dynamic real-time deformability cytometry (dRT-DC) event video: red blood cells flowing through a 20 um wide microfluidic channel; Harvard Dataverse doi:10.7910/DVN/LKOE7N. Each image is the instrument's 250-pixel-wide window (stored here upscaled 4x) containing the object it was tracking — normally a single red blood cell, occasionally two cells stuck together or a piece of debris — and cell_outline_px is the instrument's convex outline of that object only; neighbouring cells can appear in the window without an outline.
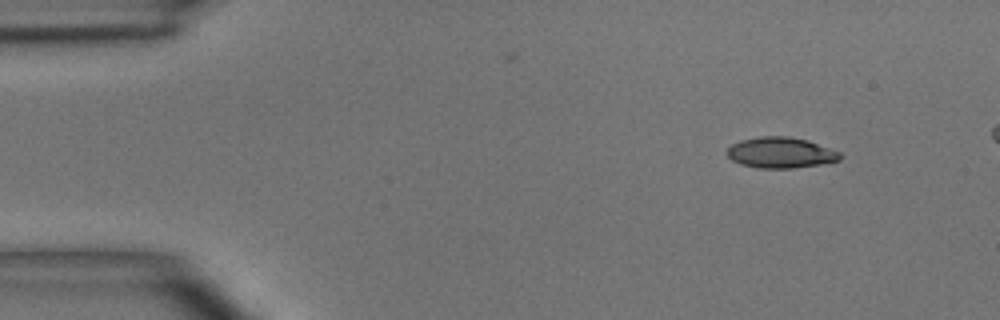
{"species": "common noctule bat (a hibernating species)", "species_latin": "Nyctalus noctula", "temperature_condition": "room temperature", "stored_images_in_passage": 5, "camera_frame_rate_fps": 3000, "um_per_image_px": 0.085, "animal": {"sex": "male", "body_mass_g": 15.6}, "frame": {"image": 1, "passage_image": 1, "time_ms": 0.0, "image_size_px": [1000, 320], "cell_outline_px": [[844, 156], [840, 160], [820, 164], [792, 168], [760, 168], [740, 164], [732, 160], [724, 152], [732, 144], [740, 140], [760, 136], [788, 136], [808, 140], [840, 152]], "centroid_in_image_um": [66.35, 12.97], "position_along_channel_um": 18.7, "area_um2": 20.4}}
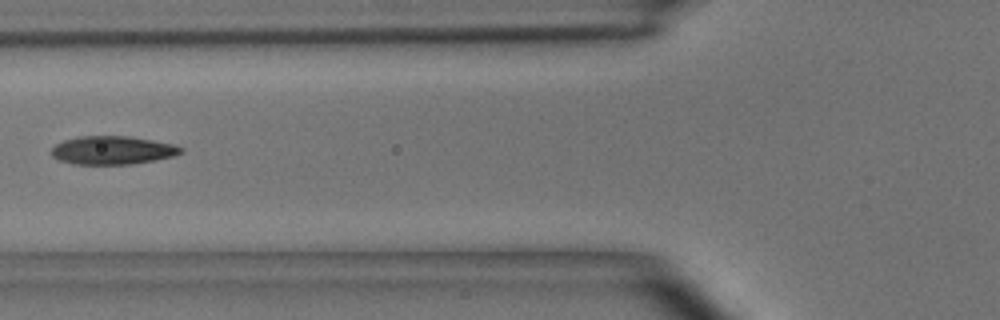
{"frame": {"image": 2, "passage_image": 4, "time_ms": 4.667, "image_size_px": [1000, 320], "cell_outline_px": [[184, 152], [172, 156], [156, 160], [132, 164], [76, 164], [60, 160], [52, 156], [52, 148], [56, 144], [64, 140], [76, 136], [128, 136], [152, 140], [172, 144], [184, 148]], "centroid_in_image_um": [9.57, 12.76], "position_along_channel_um": 116.2, "area_um2": 21.33}}